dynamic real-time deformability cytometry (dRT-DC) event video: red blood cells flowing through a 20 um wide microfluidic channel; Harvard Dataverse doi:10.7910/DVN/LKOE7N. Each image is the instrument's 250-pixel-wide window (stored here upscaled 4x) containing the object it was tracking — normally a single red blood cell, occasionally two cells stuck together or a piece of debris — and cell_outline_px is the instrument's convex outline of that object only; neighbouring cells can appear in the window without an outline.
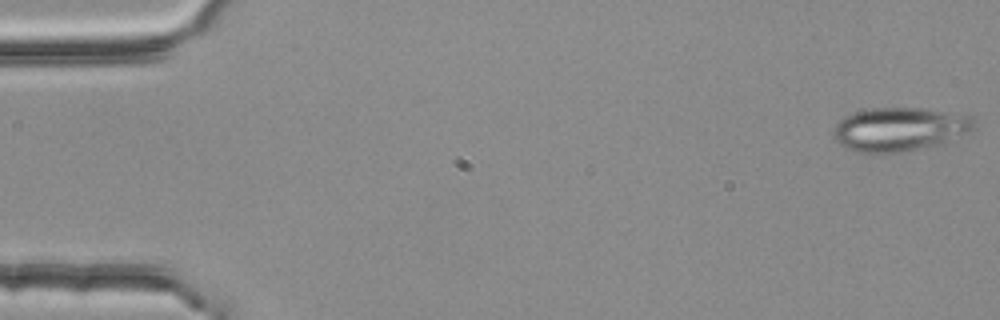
{"species": "common noctule bat (a hibernating species)", "species_latin": "Nyctalus noctula", "temperature_condition": "room temperature", "stored_images_in_passage": 54, "camera_frame_rate_fps": 3000, "um_per_image_px": 0.085, "animal": {"sex": "female", "body_mass_g": 25.1}, "frame": {"image": 1, "passage_image": 1, "time_ms": 0.0, "image_size_px": [1000, 320], "cell_outline_px": [[976, 124], [968, 132], [952, 144], [896, 152], [856, 152], [844, 148], [836, 140], [832, 132], [836, 124], [844, 116], [852, 112], [872, 108], [920, 108], [972, 116]], "centroid_in_image_um": [76.5, 11.0], "position_along_channel_um": 8.5, "area_um2": 36.3}}
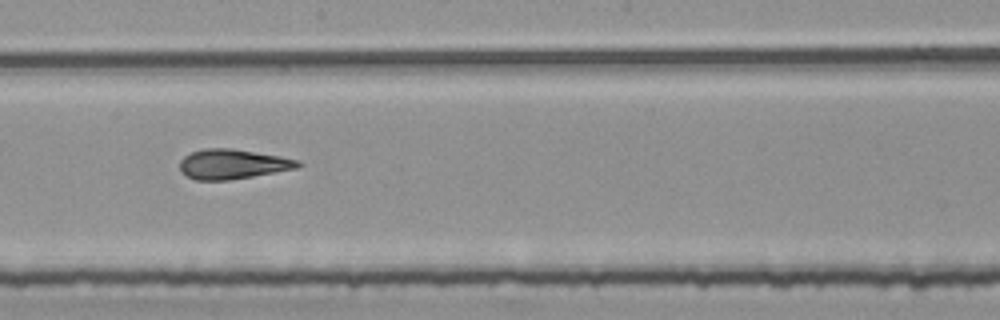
{"frame": {"image": 2, "passage_image": 30, "time_ms": 9.667, "image_size_px": [1000, 320], "cell_outline_px": [[304, 164], [296, 168], [252, 176], [228, 180], [196, 180], [180, 172], [180, 160], [184, 156], [192, 152], [204, 148], [232, 148], [280, 156], [300, 160]], "centroid_in_image_um": [19.77, 13.94], "position_along_channel_um": 228.4, "area_um2": 20.46}}
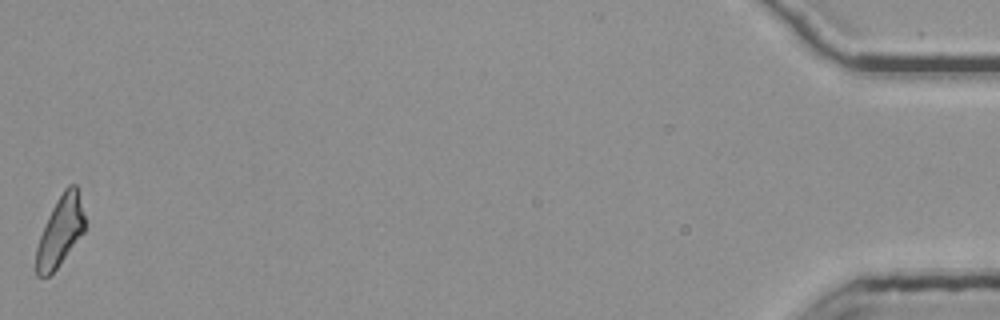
{"frame": {"image": 3, "passage_image": 54, "time_ms": 17.667, "image_size_px": [1000, 320], "cell_outline_px": [[84, 232], [56, 268], [48, 276], [36, 276], [36, 248], [40, 236], [48, 216], [56, 200], [64, 188], [68, 184], [76, 184], [84, 216]], "centroid_in_image_um": [5.1, 19.64], "position_along_channel_um": 430.1, "area_um2": 19.36}, "authors_computed_cell_mechanics": {"area_um2": 20.5768, "velocity_mm_per_s": 3.785, "shape_relaxation_time_tau1_ms": null, "shape_relaxation_time_tau2_ms": 2.5934, "deformation_change_tau1": null, "deformation_change_tau2": 0.134}}